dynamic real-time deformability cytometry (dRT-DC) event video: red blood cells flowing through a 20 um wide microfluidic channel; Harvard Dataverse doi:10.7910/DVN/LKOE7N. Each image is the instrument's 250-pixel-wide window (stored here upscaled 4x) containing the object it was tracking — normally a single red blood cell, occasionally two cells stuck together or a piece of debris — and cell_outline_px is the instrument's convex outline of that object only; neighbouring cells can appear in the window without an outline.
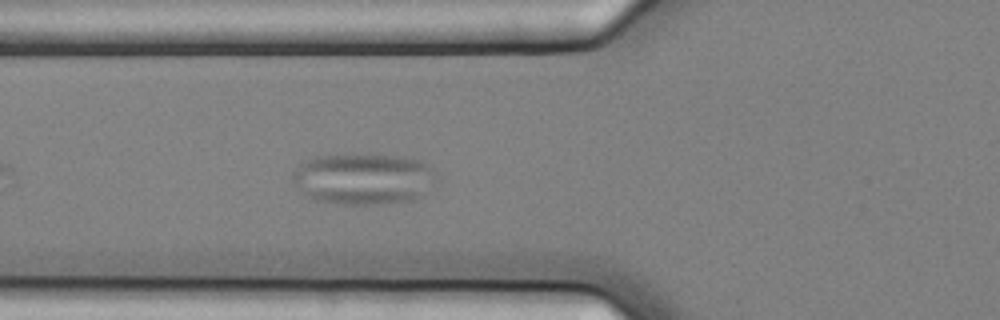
{"species": "common noctule bat (a hibernating species)", "species_latin": "Nyctalus noctula", "temperature_condition": "cold", "stored_images_in_passage": 7, "camera_frame_rate_fps": 3000, "um_per_image_px": 0.085, "animal": {"sex": "female", "body_mass_g": 25.1}, "frame": {"image": 1, "passage_image": 7, "time_ms": 2.0, "image_size_px": [1000, 320], "cell_outline_px": [[440, 176], [420, 196], [412, 200], [388, 204], [344, 204], [316, 200], [304, 196], [292, 180], [292, 172], [300, 164], [316, 156], [400, 156], [420, 160], [432, 168]], "centroid_in_image_um": [30.9, 15.23], "position_along_channel_um": 94.9, "area_um2": 42.66}}